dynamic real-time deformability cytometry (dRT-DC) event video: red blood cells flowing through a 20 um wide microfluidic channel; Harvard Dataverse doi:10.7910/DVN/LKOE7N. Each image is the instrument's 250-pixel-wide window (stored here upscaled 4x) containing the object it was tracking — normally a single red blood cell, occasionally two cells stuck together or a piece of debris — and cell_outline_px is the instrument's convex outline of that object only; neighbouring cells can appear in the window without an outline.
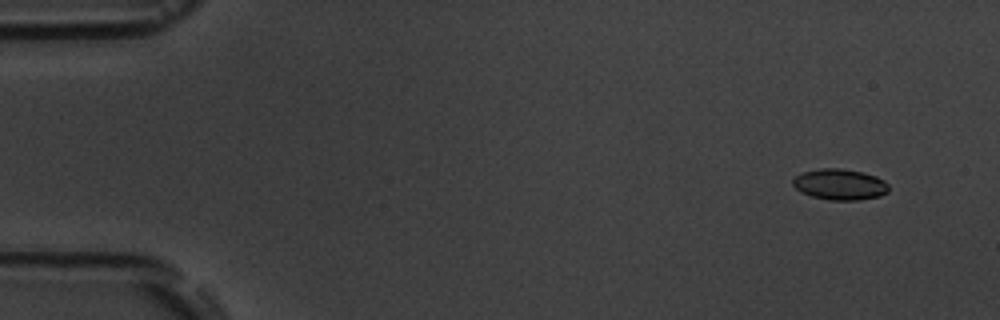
{"species": "common noctule bat (a hibernating species)", "species_latin": "Nyctalus noctula", "temperature_condition": "room temperature", "stored_images_in_passage": 7, "camera_frame_rate_fps": 3000, "um_per_image_px": 0.085, "animal": {"sex": "male", "body_mass_g": 19.5, "forearm_length_mm": 54.6}, "frame": {"image": 1, "passage_image": 2, "time_ms": 1.333, "image_size_px": [1000, 320], "cell_outline_px": [[888, 192], [880, 196], [860, 200], [828, 200], [812, 196], [800, 192], [792, 184], [792, 180], [796, 176], [804, 172], [820, 168], [840, 168], [864, 172], [876, 176], [884, 180], [888, 184]], "centroid_in_image_um": [71.4, 15.68], "position_along_channel_um": 13.6, "area_um2": 17.4}}
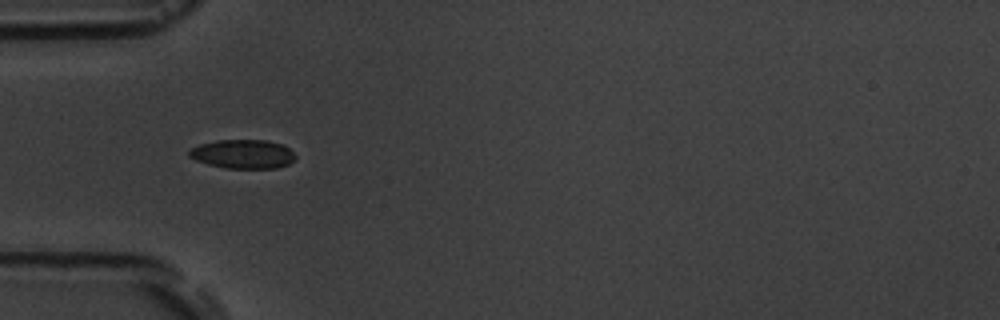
{"frame": {"image": 2, "passage_image": 6, "time_ms": 6.0, "image_size_px": [1000, 320], "cell_outline_px": [[296, 156], [288, 164], [276, 168], [224, 168], [208, 164], [196, 160], [188, 156], [188, 148], [200, 144], [216, 140], [268, 140], [284, 144]], "centroid_in_image_um": [20.61, 13.08], "position_along_channel_um": 64.4, "area_um2": 18.03}}
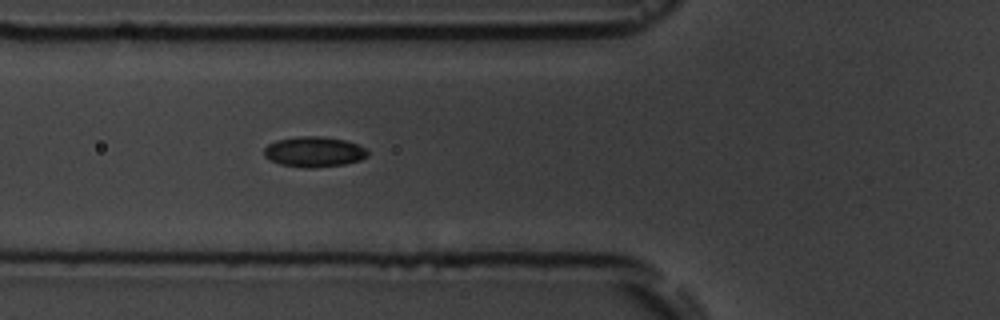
{"frame": {"image": 3, "passage_image": 7, "time_ms": 7.0, "image_size_px": [1000, 320], "cell_outline_px": [[368, 156], [360, 160], [344, 164], [312, 168], [304, 168], [280, 164], [264, 156], [264, 148], [268, 144], [276, 140], [296, 136], [320, 136], [344, 140], [356, 144], [364, 148], [368, 152]], "centroid_in_image_um": [26.67, 12.9], "position_along_channel_um": 99.1, "area_um2": 18.26}}